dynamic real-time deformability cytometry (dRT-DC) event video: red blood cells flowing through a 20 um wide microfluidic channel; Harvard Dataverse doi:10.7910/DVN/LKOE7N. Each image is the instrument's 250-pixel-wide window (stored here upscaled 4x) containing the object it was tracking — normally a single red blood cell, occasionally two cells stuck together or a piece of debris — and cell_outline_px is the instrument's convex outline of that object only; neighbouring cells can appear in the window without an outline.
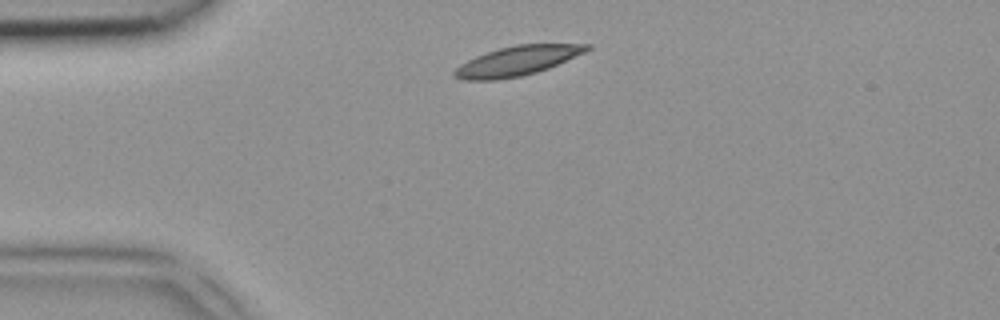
{"species": "common noctule bat (a hibernating species)", "species_latin": "Nyctalus noctula", "temperature_condition": "room temperature", "stored_images_in_passage": 37, "camera_frame_rate_fps": 3000, "um_per_image_px": 0.085, "animal": {"sex": "female", "body_mass_g": 18.4}, "frame": {"image": 1, "passage_image": 1, "time_ms": 0.0, "image_size_px": [1000, 320], "cell_outline_px": [[592, 48], [584, 52], [548, 68], [536, 72], [520, 76], [496, 80], [460, 80], [452, 76], [452, 72], [460, 64], [476, 56], [500, 48], [516, 44], [592, 44]], "centroid_in_image_um": [43.92, 5.18], "position_along_channel_um": 41.1, "area_um2": 22.6}}
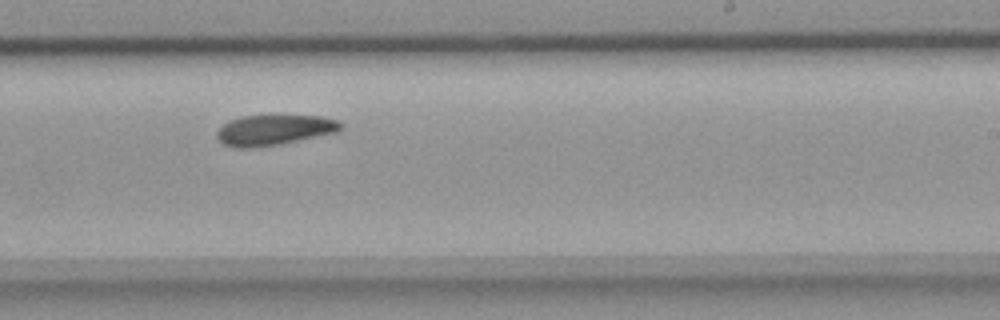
{"frame": {"image": 2, "passage_image": 19, "time_ms": 6.0, "image_size_px": [1000, 320], "cell_outline_px": [[344, 124], [340, 132], [280, 144], [244, 148], [236, 148], [224, 144], [216, 136], [216, 132], [224, 124], [232, 120], [244, 116], [320, 116], [336, 120]], "centroid_in_image_um": [23.36, 11.05], "position_along_channel_um": 265.6, "area_um2": 21.73}}
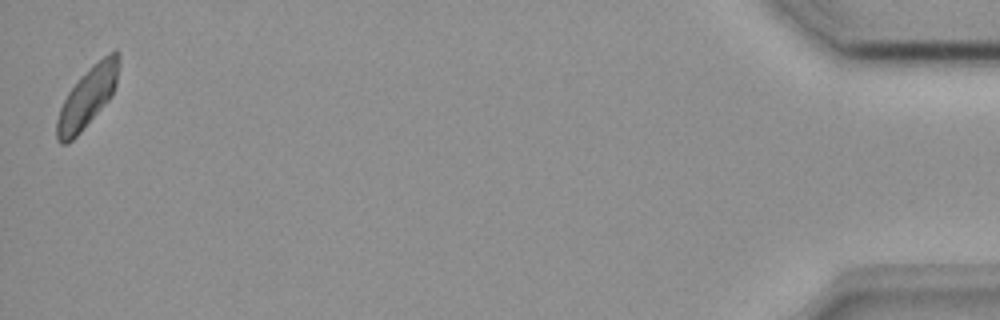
{"frame": {"image": 3, "passage_image": 37, "time_ms": 12.0, "image_size_px": [1000, 320], "cell_outline_px": [[120, 56], [116, 84], [112, 96], [80, 132], [72, 140], [64, 144], [60, 144], [56, 140], [56, 120], [60, 108], [68, 92], [88, 68], [92, 64], [108, 52], [116, 48], [120, 52]], "centroid_in_image_um": [7.45, 8.22], "position_along_channel_um": 427.8, "area_um2": 21.73}}